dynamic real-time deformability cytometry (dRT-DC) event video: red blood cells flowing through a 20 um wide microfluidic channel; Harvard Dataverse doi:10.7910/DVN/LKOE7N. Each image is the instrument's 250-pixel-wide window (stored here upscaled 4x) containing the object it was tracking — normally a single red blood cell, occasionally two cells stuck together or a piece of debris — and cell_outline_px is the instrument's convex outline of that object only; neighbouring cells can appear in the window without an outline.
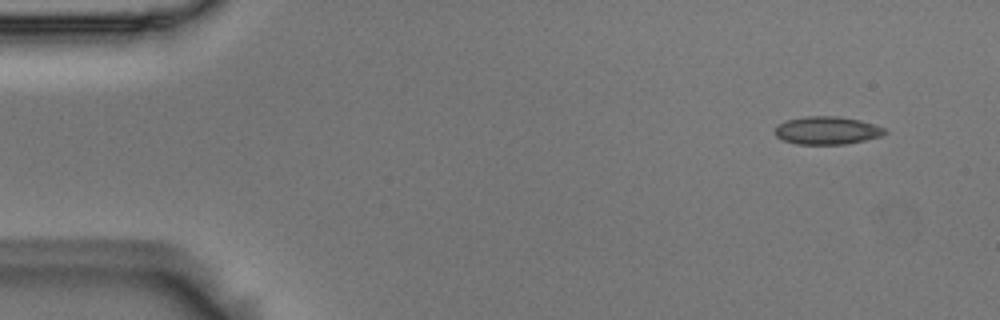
{"species": "Egyptian fruit bat (a non-hibernating species)", "species_latin": "Rousettus aegyptiacus", "temperature_condition": "room temperature", "stored_images_in_passage": 3, "camera_frame_rate_fps": 3000, "um_per_image_px": 0.085, "animal": {"sex": "male"}, "frame": {"image": 1, "passage_image": 1, "time_ms": 0.0, "image_size_px": [1000, 320], "cell_outline_px": [[888, 132], [880, 136], [864, 140], [844, 144], [796, 144], [784, 140], [776, 136], [776, 128], [780, 124], [788, 120], [804, 116], [836, 116], [860, 120], [884, 128]], "centroid_in_image_um": [70.31, 11.09], "position_along_channel_um": 14.7, "area_um2": 17.57}}